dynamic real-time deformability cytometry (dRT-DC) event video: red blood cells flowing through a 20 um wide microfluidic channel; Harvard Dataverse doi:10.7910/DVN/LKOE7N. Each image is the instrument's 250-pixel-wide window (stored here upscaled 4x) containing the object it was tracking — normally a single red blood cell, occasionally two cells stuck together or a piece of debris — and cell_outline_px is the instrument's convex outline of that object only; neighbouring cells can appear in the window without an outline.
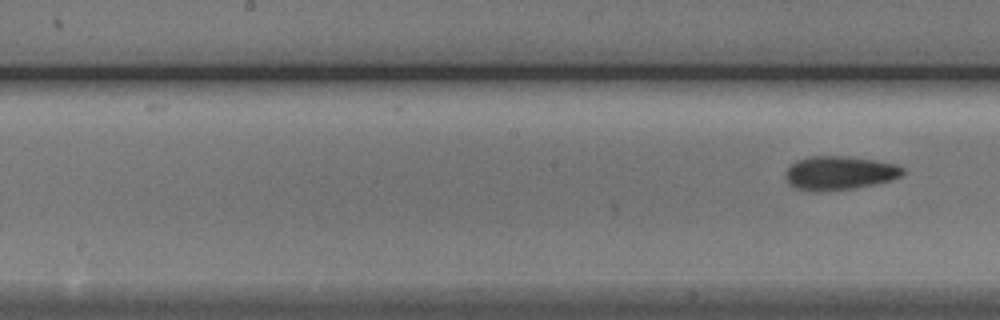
{"species": "Egyptian fruit bat (a non-hibernating species)", "species_latin": "Rousettus aegyptiacus", "temperature_condition": "cold", "stored_images_in_passage": 6, "segment_of_instrument_passage": [2, 2], "camera_frame_rate_fps": 3000, "um_per_image_px": 0.085, "animal": {"sex": "male"}, "frame": {"image": 1, "passage_image": 6, "time_ms": 7.0, "image_size_px": [1000, 320], "cell_outline_px": [[904, 172], [900, 176], [892, 180], [852, 188], [796, 188], [784, 176], [784, 172], [796, 160], [808, 156], [848, 156], [876, 160], [896, 164], [904, 168]], "centroid_in_image_um": [71.4, 14.63], "position_along_channel_um": 176.8, "area_um2": 22.2}}